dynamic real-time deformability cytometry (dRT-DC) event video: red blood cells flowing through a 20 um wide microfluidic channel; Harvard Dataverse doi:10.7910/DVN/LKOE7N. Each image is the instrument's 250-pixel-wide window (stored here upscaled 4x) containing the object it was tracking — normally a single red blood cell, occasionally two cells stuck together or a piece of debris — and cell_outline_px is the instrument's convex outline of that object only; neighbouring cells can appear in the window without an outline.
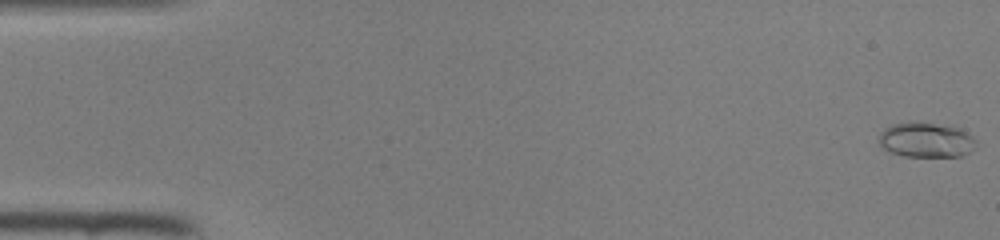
{"species": "common noctule bat (a hibernating species)", "species_latin": "Nyctalus noctula", "temperature_condition": "room temperature", "stored_images_in_passage": 47, "camera_frame_rate_fps": 3000, "um_per_image_px": 0.085, "animal": {"sex": "female", "body_mass_g": 22.0, "forearm_length_mm": 56.7}, "frame": {"image": 1, "passage_image": 1, "time_ms": 0.0, "image_size_px": [1000, 240], "cell_outline_px": [[976, 140], [972, 148], [968, 152], [960, 156], [904, 156], [888, 152], [880, 144], [880, 132], [884, 128], [892, 124], [908, 120], [912, 120], [956, 128], [972, 136]], "centroid_in_image_um": [78.63, 11.88], "position_along_channel_um": 6.4, "area_um2": 19.59}}
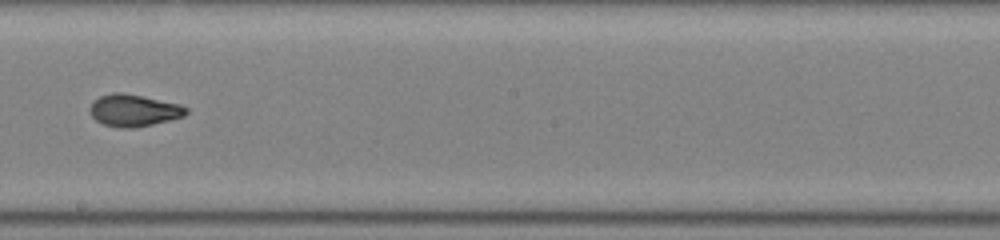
{"frame": {"image": 2, "passage_image": 27, "time_ms": 8.667, "image_size_px": [1000, 240], "cell_outline_px": [[188, 112], [184, 116], [152, 124], [132, 128], [120, 128], [104, 124], [96, 120], [92, 116], [88, 108], [100, 96], [112, 92], [120, 92], [144, 96], [180, 104], [188, 108]], "centroid_in_image_um": [11.37, 9.37], "position_along_channel_um": 236.8, "area_um2": 17.86}}
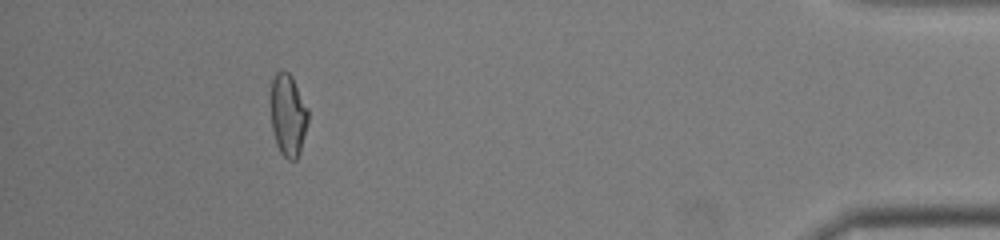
{"frame": {"image": 3, "passage_image": 43, "time_ms": 14.0, "image_size_px": [1000, 240], "cell_outline_px": [[308, 120], [300, 152], [296, 160], [288, 160], [280, 152], [276, 144], [272, 132], [272, 80], [276, 72], [280, 68], [288, 72], [292, 76], [308, 108]], "centroid_in_image_um": [24.49, 9.78], "position_along_channel_um": 410.7, "area_um2": 17.86}}